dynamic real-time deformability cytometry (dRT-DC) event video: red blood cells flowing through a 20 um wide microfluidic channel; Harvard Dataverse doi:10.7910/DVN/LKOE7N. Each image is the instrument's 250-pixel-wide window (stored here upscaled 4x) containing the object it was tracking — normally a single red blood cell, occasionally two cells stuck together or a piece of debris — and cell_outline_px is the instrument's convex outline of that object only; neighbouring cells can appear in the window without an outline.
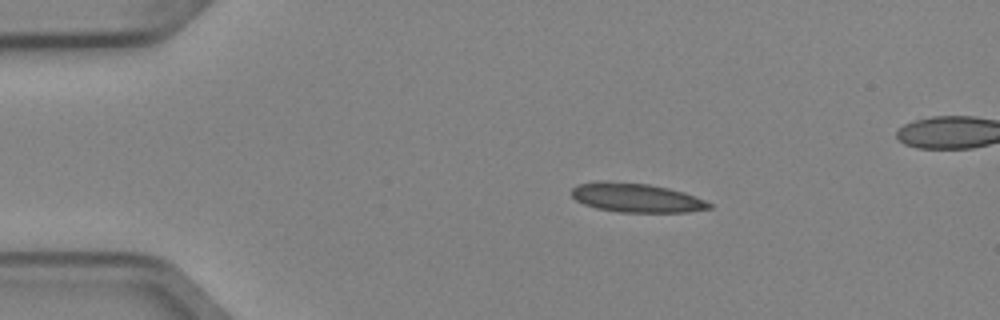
{"species": "Egyptian fruit bat (a non-hibernating species)", "species_latin": "Rousettus aegyptiacus", "temperature_condition": "cold", "stored_images_in_passage": 3, "camera_frame_rate_fps": 3000, "um_per_image_px": 0.085, "animal": {"sex": "female"}, "frame": {"image": 1, "passage_image": 1, "time_ms": 0.0, "image_size_px": [1000, 320], "cell_outline_px": [[712, 208], [688, 212], [620, 212], [596, 208], [584, 204], [576, 200], [572, 196], [572, 188], [576, 184], [596, 180], [608, 180], [648, 184], [668, 188], [684, 192], [704, 200], [712, 204]], "centroid_in_image_um": [54.05, 16.79], "position_along_channel_um": 31.0, "area_um2": 23.52}}